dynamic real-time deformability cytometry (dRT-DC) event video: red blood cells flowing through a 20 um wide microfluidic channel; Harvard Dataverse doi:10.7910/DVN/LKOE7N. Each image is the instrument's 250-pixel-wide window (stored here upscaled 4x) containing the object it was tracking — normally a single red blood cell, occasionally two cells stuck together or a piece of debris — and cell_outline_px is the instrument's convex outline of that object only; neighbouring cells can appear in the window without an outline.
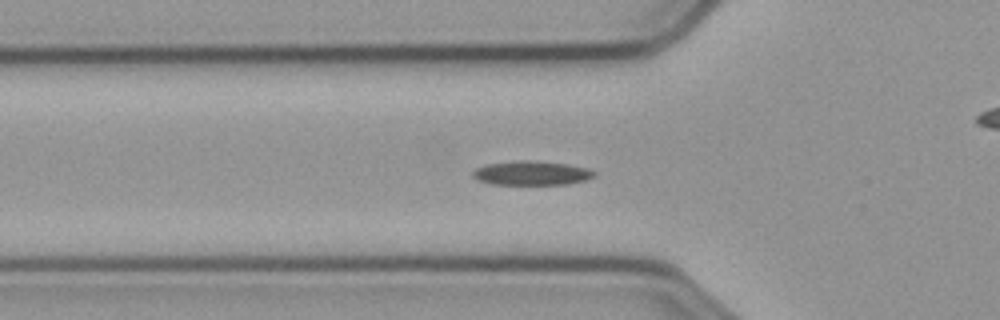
{"species": "common noctule bat (a hibernating species)", "species_latin": "Nyctalus noctula", "temperature_condition": "cold", "stored_images_in_passage": 57, "camera_frame_rate_fps": 3000, "um_per_image_px": 0.085, "animal": {"sex": "male", "body_mass_g": 23.1, "forearm_length_mm": 52.7}, "frame": {"image": 1, "passage_image": 18, "time_ms": 5.667, "image_size_px": [1000, 320], "cell_outline_px": [[596, 176], [584, 180], [564, 184], [492, 184], [480, 180], [472, 176], [472, 172], [476, 168], [488, 164], [564, 164], [584, 168], [596, 172]], "centroid_in_image_um": [45.2, 14.78], "position_along_channel_um": 80.6, "area_um2": 15.43}}
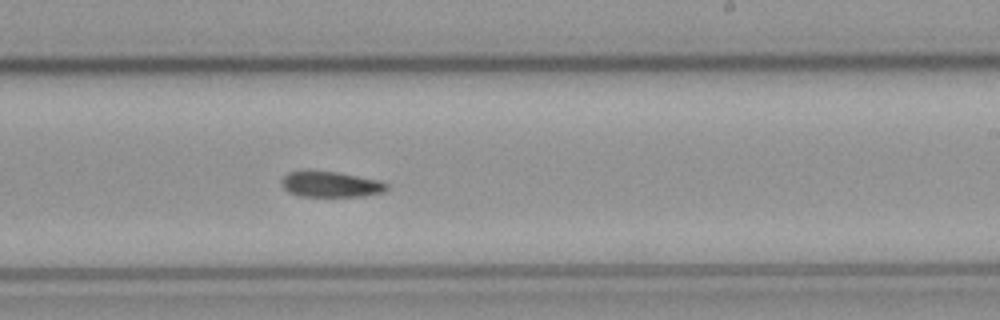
{"frame": {"image": 2, "passage_image": 33, "time_ms": 10.667, "image_size_px": [1000, 320], "cell_outline_px": [[388, 188], [384, 192], [364, 196], [300, 196], [288, 192], [280, 184], [280, 180], [288, 172], [336, 172], [380, 180], [388, 184]], "centroid_in_image_um": [28.13, 15.68], "position_along_channel_um": 260.9, "area_um2": 15.55}}
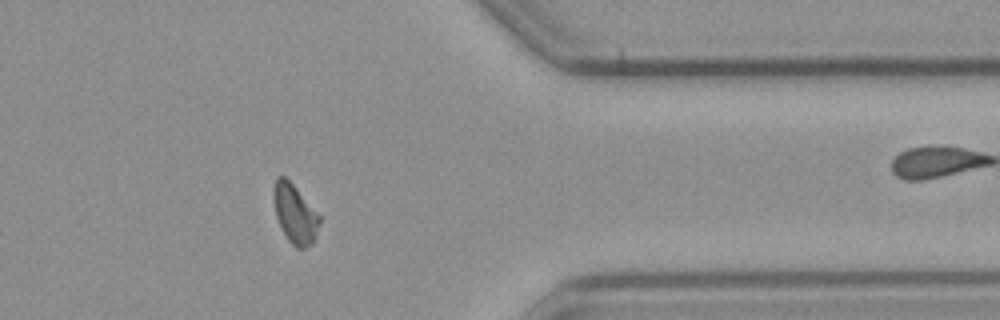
{"frame": {"image": 3, "passage_image": 45, "time_ms": 14.667, "image_size_px": [1000, 320], "cell_outline_px": [[320, 224], [312, 244], [304, 248], [296, 248], [288, 240], [276, 216], [272, 192], [272, 188], [276, 176], [284, 176], [296, 188], [320, 216]], "centroid_in_image_um": [25.05, 18.16], "position_along_channel_um": 386.4, "area_um2": 15.61}, "authors_computed_cell_mechanics": {"area_um2": 16.0684, "velocity_mm_per_s": 3.5838, "shape_relaxation_time_tau1_ms": 3.3501, "shape_relaxation_time_tau2_ms": 9.295, "deformation_change_tau1": 0.1226, "deformation_change_tau2": 0.1521}}